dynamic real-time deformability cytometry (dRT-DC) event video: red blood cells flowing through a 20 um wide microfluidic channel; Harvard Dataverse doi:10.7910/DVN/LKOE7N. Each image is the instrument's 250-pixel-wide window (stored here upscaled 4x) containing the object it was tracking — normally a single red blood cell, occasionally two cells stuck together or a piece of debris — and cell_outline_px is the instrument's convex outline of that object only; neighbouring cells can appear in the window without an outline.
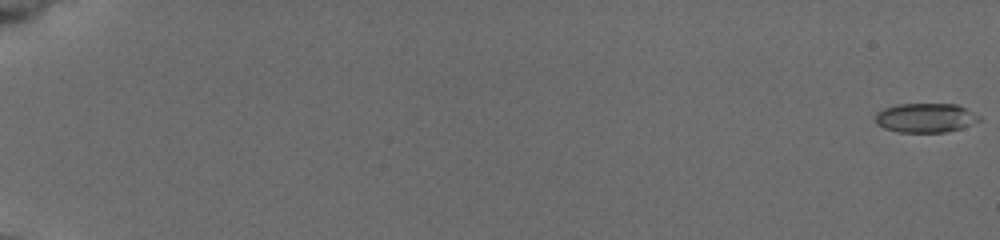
{"species": "common noctule bat (a hibernating species)", "species_latin": "Nyctalus noctula", "temperature_condition": "cold", "stored_images_in_passage": 63, "camera_frame_rate_fps": 3000, "um_per_image_px": 0.085, "animal": {"sex": "female", "body_mass_g": 19.5, "forearm_length_mm": 54.1}, "frame": {"image": 1, "passage_image": 1, "time_ms": 0.0, "image_size_px": [1000, 240], "cell_outline_px": [[980, 120], [972, 124], [960, 128], [944, 132], [900, 132], [884, 128], [876, 124], [876, 112], [884, 108], [896, 104], [956, 104], [980, 116]], "centroid_in_image_um": [78.64, 10.01], "position_along_channel_um": 6.4, "area_um2": 17.57}}
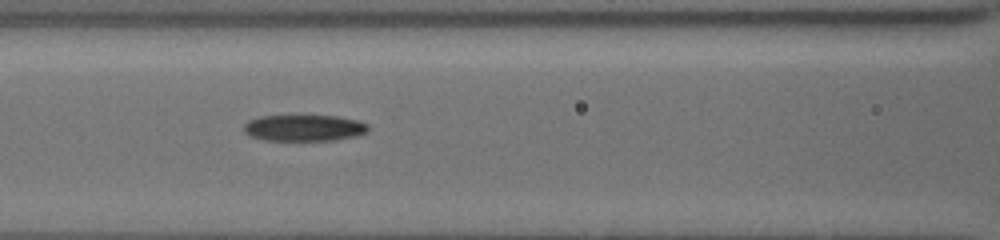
{"frame": {"image": 2, "passage_image": 53, "time_ms": 9.333, "image_size_px": [1000, 240], "cell_outline_px": [[368, 132], [356, 136], [336, 140], [264, 140], [248, 136], [244, 132], [244, 124], [248, 120], [260, 116], [300, 112], [340, 116], [360, 120], [368, 124]], "centroid_in_image_um": [25.84, 10.81], "position_along_channel_um": 140.8, "area_um2": 20.46}}
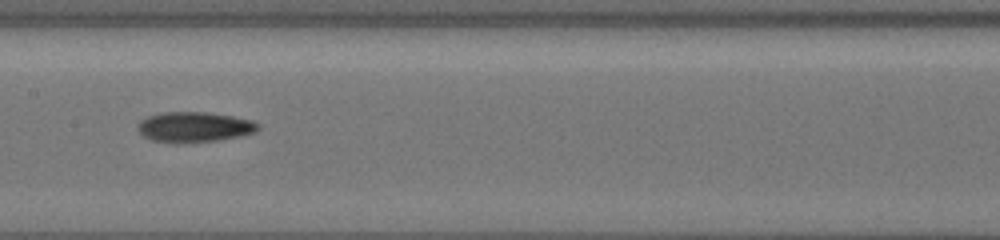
{"frame": {"image": 3, "passage_image": 62, "time_ms": 10.667, "image_size_px": [1000, 240], "cell_outline_px": [[260, 128], [256, 132], [240, 136], [220, 140], [152, 140], [144, 136], [136, 128], [136, 124], [140, 120], [148, 116], [160, 112], [204, 112], [232, 116], [252, 120], [260, 124]], "centroid_in_image_um": [16.55, 10.75], "position_along_channel_um": 190.9, "area_um2": 20.58}}